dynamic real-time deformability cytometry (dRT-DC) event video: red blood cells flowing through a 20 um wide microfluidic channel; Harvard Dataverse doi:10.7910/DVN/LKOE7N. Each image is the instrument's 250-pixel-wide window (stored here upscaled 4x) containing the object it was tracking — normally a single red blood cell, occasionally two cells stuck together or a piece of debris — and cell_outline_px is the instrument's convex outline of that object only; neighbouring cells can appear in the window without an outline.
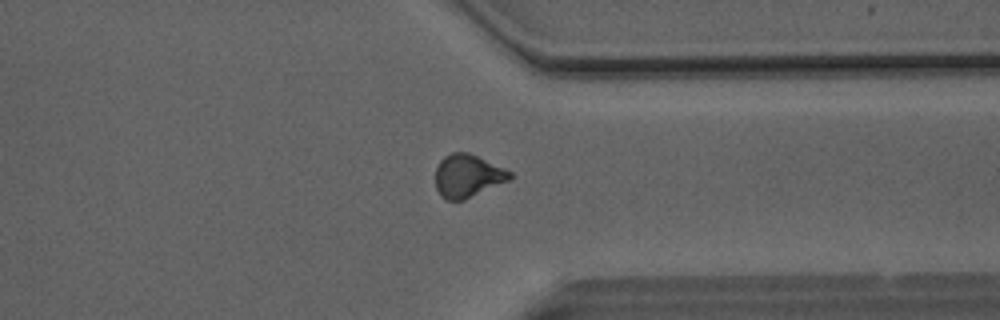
{"species": "Egyptian fruit bat (a non-hibernating species)", "species_latin": "Rousettus aegyptiacus", "temperature_condition": "room temperature", "stored_images_in_passage": 48, "camera_frame_rate_fps": 3000, "um_per_image_px": 0.085, "animal": {"sex": "male"}, "frame": {"image": 1, "passage_image": 37, "time_ms": 12.0, "image_size_px": [1000, 320], "cell_outline_px": [[512, 176], [508, 180], [464, 200], [448, 200], [440, 196], [436, 188], [436, 168], [440, 160], [444, 156], [452, 152], [468, 152], [504, 168], [512, 172]], "centroid_in_image_um": [39.72, 14.94], "position_along_channel_um": 371.7, "area_um2": 18.44}}
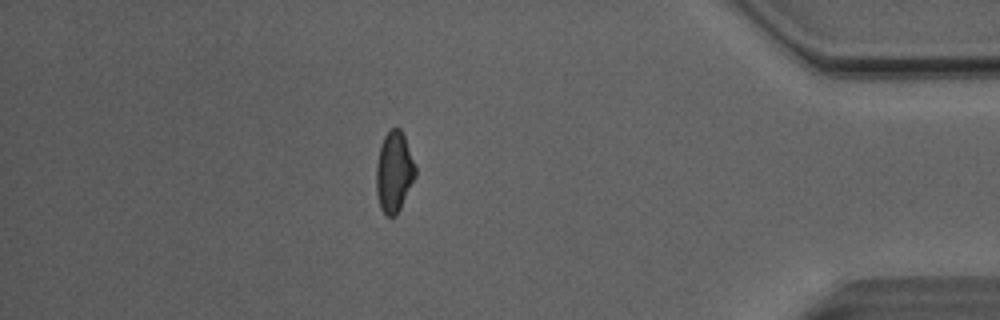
{"frame": {"image": 2, "passage_image": 42, "time_ms": 13.667, "image_size_px": [1000, 320], "cell_outline_px": [[416, 176], [396, 216], [384, 216], [380, 208], [376, 192], [376, 164], [380, 144], [384, 136], [392, 128], [400, 128], [404, 136], [416, 168]], "centroid_in_image_um": [33.47, 14.64], "position_along_channel_um": 401.7, "area_um2": 18.44}, "authors_computed_cell_mechanics": {"area_um2": 18.8139, "velocity_mm_per_s": 4.1196, "shape_relaxation_time_tau1_ms": 8.023, "shape_relaxation_time_tau2_ms": 2.8425, "deformation_change_tau1": 0.1777, "deformation_change_tau2": 0.086}}